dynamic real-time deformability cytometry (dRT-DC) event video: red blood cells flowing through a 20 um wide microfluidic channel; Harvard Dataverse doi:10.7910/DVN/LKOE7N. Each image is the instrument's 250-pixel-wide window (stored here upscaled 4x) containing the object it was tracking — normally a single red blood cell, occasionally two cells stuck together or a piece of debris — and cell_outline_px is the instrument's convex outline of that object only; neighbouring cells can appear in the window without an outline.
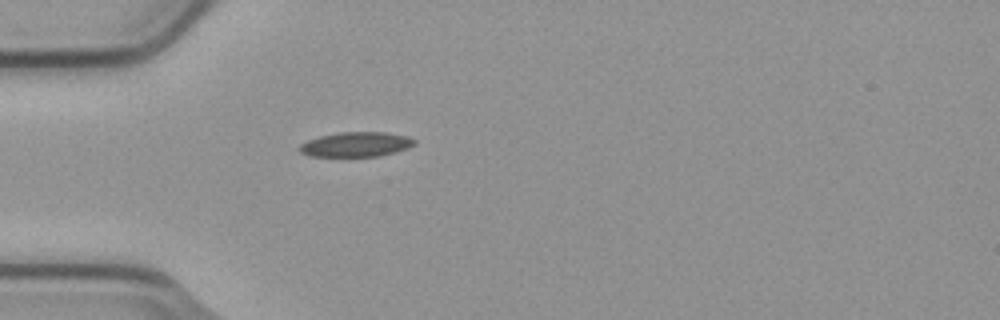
{"species": "common noctule bat (a hibernating species)", "species_latin": "Nyctalus noctula", "temperature_condition": "cold", "stored_images_in_passage": 1, "camera_frame_rate_fps": 3000, "um_per_image_px": 0.085, "animal": {"sex": "male", "body_mass_g": 23.1, "forearm_length_mm": 52.7}, "frame": {"image": 1, "passage_image": 1, "time_ms": 0.0, "image_size_px": [1000, 320], "cell_outline_px": [[416, 144], [408, 148], [380, 156], [308, 156], [300, 152], [300, 144], [308, 140], [320, 136], [340, 132], [384, 132], [408, 136], [416, 140]], "centroid_in_image_um": [30.29, 12.27], "position_along_channel_um": 54.7, "area_um2": 16.53}}